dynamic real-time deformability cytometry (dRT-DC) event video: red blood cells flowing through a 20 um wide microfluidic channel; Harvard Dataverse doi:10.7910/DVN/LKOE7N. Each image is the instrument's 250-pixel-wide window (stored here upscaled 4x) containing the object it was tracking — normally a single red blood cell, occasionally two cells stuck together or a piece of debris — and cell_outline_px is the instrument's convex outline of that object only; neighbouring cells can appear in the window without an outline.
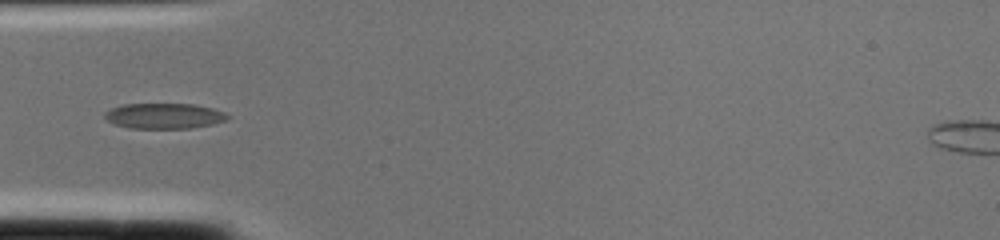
{"species": "common noctule bat (a hibernating species)", "species_latin": "Nyctalus noctula", "temperature_condition": "cold", "stored_images_in_passage": 1, "camera_frame_rate_fps": 3000, "um_per_image_px": 0.085, "animal": {"sex": "female", "body_mass_g": 22.0, "forearm_length_mm": 56.7}, "frame": {"image": 1, "passage_image": 1, "time_ms": 0.0, "image_size_px": [1000, 240], "cell_outline_px": [[232, 116], [228, 120], [212, 124], [192, 128], [128, 128], [116, 124], [108, 120], [104, 116], [104, 112], [112, 108], [124, 104], [192, 104], [212, 108], [224, 112]], "centroid_in_image_um": [13.99, 9.85], "position_along_channel_um": 71.0, "area_um2": 18.21}}